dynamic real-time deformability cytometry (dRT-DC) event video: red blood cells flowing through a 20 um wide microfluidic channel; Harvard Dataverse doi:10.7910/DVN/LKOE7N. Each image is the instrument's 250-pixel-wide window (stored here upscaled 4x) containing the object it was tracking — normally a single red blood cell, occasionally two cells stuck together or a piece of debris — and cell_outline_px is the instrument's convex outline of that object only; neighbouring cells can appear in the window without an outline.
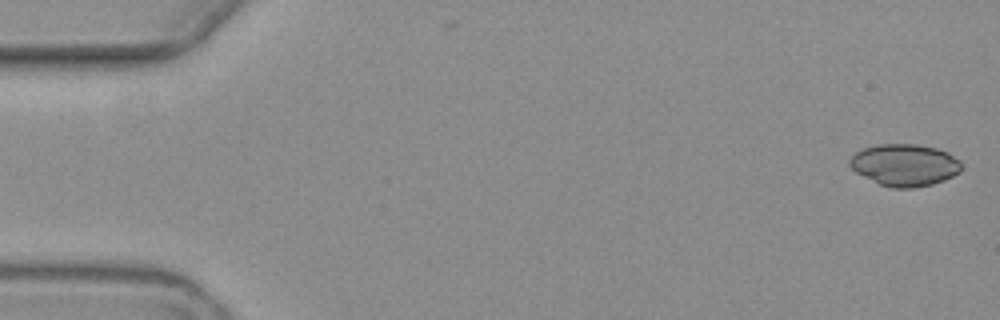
{"species": "common noctule bat (a hibernating species)", "species_latin": "Nyctalus noctula", "temperature_condition": "warm", "stored_images_in_passage": 5, "camera_frame_rate_fps": 3000, "um_per_image_px": 0.085, "animal": {"sex": "female", "body_mass_g": 19.3, "forearm_length_mm": 54.1}, "frame": {"image": 1, "passage_image": 1, "time_ms": 0.0, "image_size_px": [1000, 320], "cell_outline_px": [[964, 168], [960, 172], [944, 180], [932, 184], [912, 188], [892, 188], [880, 184], [856, 172], [848, 164], [848, 160], [856, 152], [864, 148], [876, 144], [916, 144], [936, 148], [948, 152], [960, 160], [964, 164]], "centroid_in_image_um": [76.93, 14.02], "position_along_channel_um": 8.1, "area_um2": 27.51}}
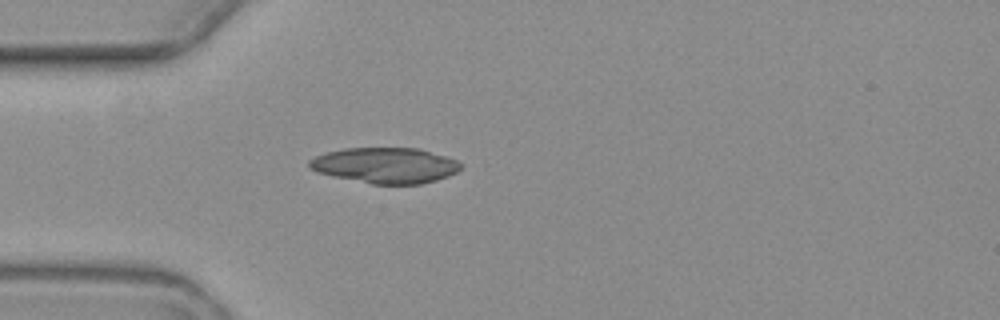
{"frame": {"image": 2, "passage_image": 5, "time_ms": 5.0, "image_size_px": [1000, 320], "cell_outline_px": [[464, 168], [448, 176], [436, 180], [420, 184], [372, 184], [332, 176], [316, 172], [308, 168], [308, 160], [324, 152], [344, 148], [420, 148], [456, 160], [464, 164]], "centroid_in_image_um": [32.74, 14.05], "position_along_channel_um": 52.3, "area_um2": 31.73}}